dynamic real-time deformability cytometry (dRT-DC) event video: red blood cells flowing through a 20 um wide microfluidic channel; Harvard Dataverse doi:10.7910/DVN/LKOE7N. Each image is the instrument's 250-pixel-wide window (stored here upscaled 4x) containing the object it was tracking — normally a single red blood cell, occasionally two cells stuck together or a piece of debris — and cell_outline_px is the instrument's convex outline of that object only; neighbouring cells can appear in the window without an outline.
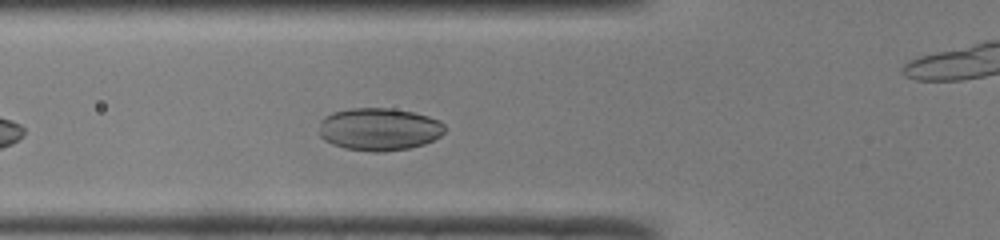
{"species": "common noctule bat (a hibernating species)", "species_latin": "Nyctalus noctula", "temperature_condition": "room temperature", "stored_images_in_passage": 38, "camera_frame_rate_fps": 3000, "um_per_image_px": 0.085, "animal": {"sex": "male", "body_mass_g": 19.0, "forearm_length_mm": 50.8}, "frame": {"image": 1, "passage_image": 6, "time_ms": 1.667, "image_size_px": [1000, 240], "cell_outline_px": [[444, 132], [440, 136], [424, 144], [408, 148], [380, 152], [372, 152], [344, 148], [332, 144], [324, 140], [320, 136], [320, 120], [324, 116], [332, 112], [352, 108], [392, 108], [412, 112], [428, 116], [440, 120], [444, 124]], "centroid_in_image_um": [32.21, 10.98], "position_along_channel_um": 93.6, "area_um2": 31.33}}
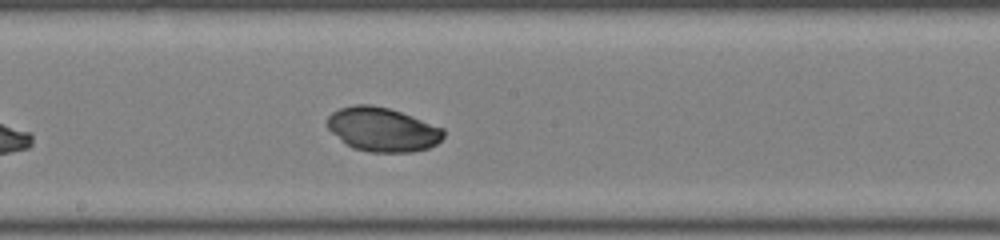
{"frame": {"image": 2, "passage_image": 15, "time_ms": 4.667, "image_size_px": [1000, 240], "cell_outline_px": [[444, 136], [436, 144], [428, 148], [412, 152], [368, 152], [352, 148], [332, 132], [328, 128], [328, 116], [332, 112], [340, 108], [356, 104], [372, 104], [388, 108], [412, 116], [444, 128]], "centroid_in_image_um": [32.52, 11.0], "position_along_channel_um": 215.7, "area_um2": 29.71}}
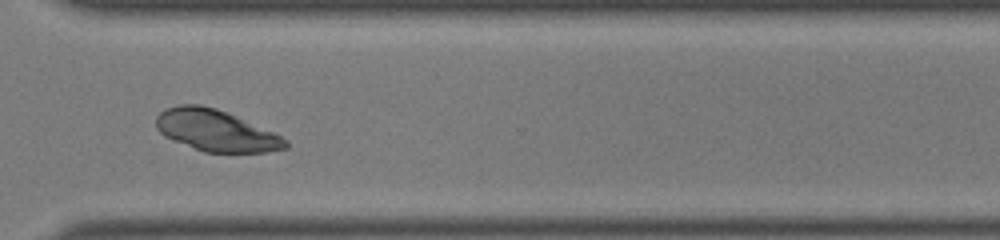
{"frame": {"image": 3, "passage_image": 25, "time_ms": 8.0, "image_size_px": [1000, 240], "cell_outline_px": [[288, 148], [268, 152], [204, 152], [164, 136], [156, 128], [156, 116], [164, 108], [180, 104], [200, 104], [216, 108], [272, 132], [288, 140]], "centroid_in_image_um": [18.32, 11.09], "position_along_channel_um": 352.3, "area_um2": 30.92}}